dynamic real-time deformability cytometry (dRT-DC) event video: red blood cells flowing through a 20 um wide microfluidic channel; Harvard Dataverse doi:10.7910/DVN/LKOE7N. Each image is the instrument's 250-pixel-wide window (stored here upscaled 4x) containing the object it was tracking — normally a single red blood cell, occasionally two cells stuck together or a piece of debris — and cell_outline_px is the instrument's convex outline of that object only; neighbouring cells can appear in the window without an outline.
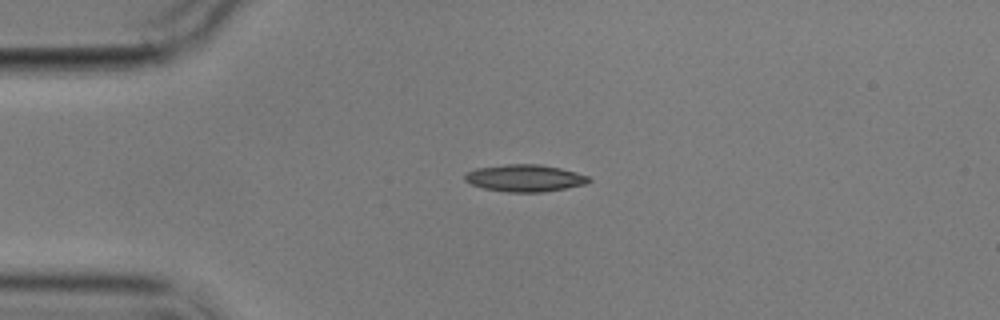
{"species": "common noctule bat (a hibernating species)", "species_latin": "Nyctalus noctula", "temperature_condition": "cold", "stored_images_in_passage": 3, "segment_of_instrument_passage": [1, 2], "camera_frame_rate_fps": 3000, "um_per_image_px": 0.085, "animal": {"sex": "male", "body_mass_g": 17.9}, "frame": {"image": 1, "passage_image": 2, "time_ms": 3.0, "image_size_px": [1000, 320], "cell_outline_px": [[592, 180], [588, 184], [544, 192], [508, 192], [484, 188], [472, 184], [464, 180], [464, 176], [468, 172], [476, 168], [508, 164], [540, 164], [560, 168], [576, 172], [588, 176]], "centroid_in_image_um": [44.65, 15.14], "position_along_channel_um": 40.4, "area_um2": 19.54}}